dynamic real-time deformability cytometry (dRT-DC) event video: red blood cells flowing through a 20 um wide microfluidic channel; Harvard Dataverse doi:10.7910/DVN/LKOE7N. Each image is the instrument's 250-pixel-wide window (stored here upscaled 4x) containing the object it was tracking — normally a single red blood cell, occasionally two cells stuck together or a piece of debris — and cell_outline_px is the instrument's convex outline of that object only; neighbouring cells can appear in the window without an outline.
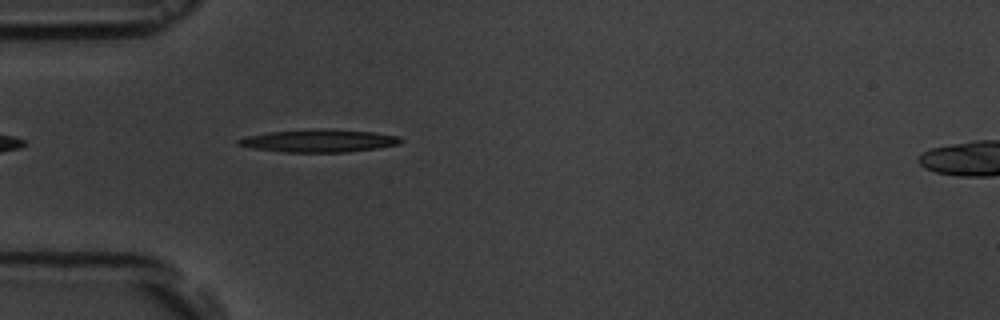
{"species": "common noctule bat (a hibernating species)", "species_latin": "Nyctalus noctula", "temperature_condition": "room temperature", "stored_images_in_passage": 3, "segment_of_instrument_passage": [1, 2], "camera_frame_rate_fps": 3000, "um_per_image_px": 0.085, "animal": {"sex": "male", "body_mass_g": 19.5, "forearm_length_mm": 54.6}, "frame": {"image": 1, "passage_image": 2, "time_ms": 1.0, "image_size_px": [1000, 320], "cell_outline_px": [[404, 140], [400, 144], [376, 148], [348, 152], [284, 152], [248, 148], [236, 144], [236, 140], [248, 136], [268, 132], [316, 128], [372, 132], [400, 136]], "centroid_in_image_um": [27.09, 11.97], "position_along_channel_um": 57.9, "area_um2": 21.62}}